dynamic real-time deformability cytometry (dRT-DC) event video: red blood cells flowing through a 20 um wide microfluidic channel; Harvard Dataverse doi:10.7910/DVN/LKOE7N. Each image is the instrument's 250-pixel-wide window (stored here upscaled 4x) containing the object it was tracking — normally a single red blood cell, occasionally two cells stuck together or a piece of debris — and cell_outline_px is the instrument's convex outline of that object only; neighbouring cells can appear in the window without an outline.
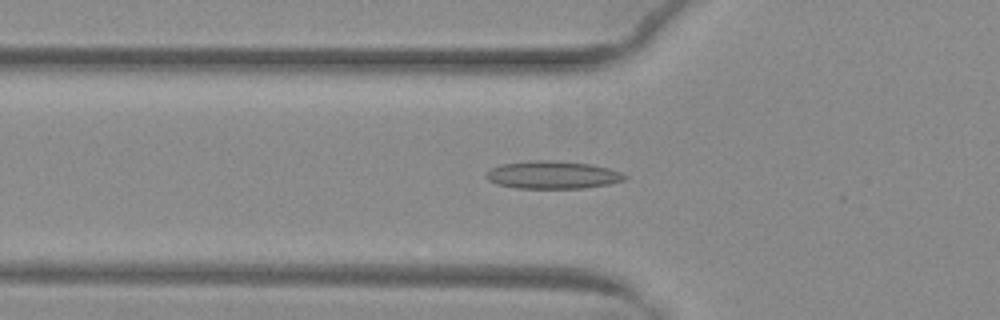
{"species": "common noctule bat (a hibernating species)", "species_latin": "Nyctalus noctula", "temperature_condition": "warm", "stored_images_in_passage": 48, "camera_frame_rate_fps": 3000, "um_per_image_px": 0.085, "animal": {"sex": "female", "body_mass_g": 29.2, "forearm_length_mm": 56.3}, "frame": {"image": 1, "passage_image": 18, "time_ms": 5.667, "image_size_px": [1000, 320], "cell_outline_px": [[628, 176], [624, 180], [608, 184], [584, 188], [516, 188], [496, 184], [488, 180], [484, 176], [484, 172], [492, 168], [504, 164], [532, 160], [556, 160], [588, 164], [608, 168], [620, 172]], "centroid_in_image_um": [46.93, 14.87], "position_along_channel_um": 78.9, "area_um2": 22.37}}
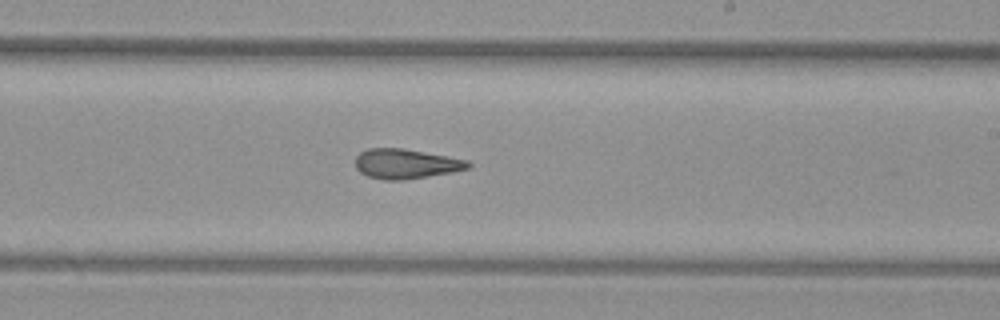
{"frame": {"image": 2, "passage_image": 31, "time_ms": 10.0, "image_size_px": [1000, 320], "cell_outline_px": [[472, 164], [468, 168], [452, 172], [404, 180], [384, 180], [368, 176], [360, 172], [356, 168], [356, 156], [360, 152], [368, 148], [404, 148], [468, 160]], "centroid_in_image_um": [34.49, 13.92], "position_along_channel_um": 254.5, "area_um2": 19.54}}
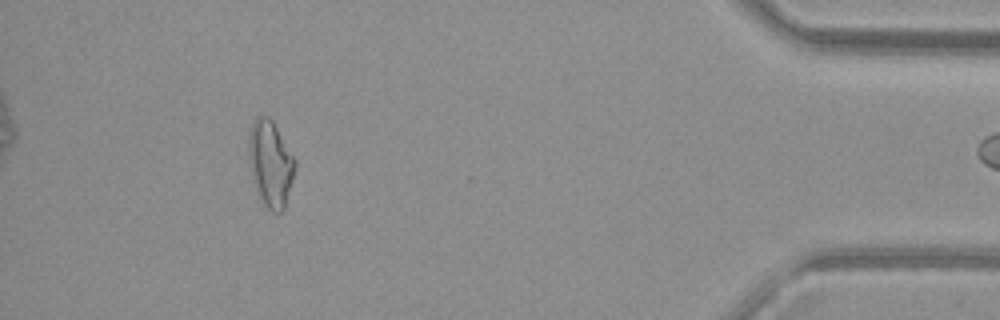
{"frame": {"image": 3, "passage_image": 47, "time_ms": 15.333, "image_size_px": [1000, 320], "cell_outline_px": [[296, 168], [284, 208], [280, 212], [272, 212], [260, 200], [256, 192], [252, 180], [248, 160], [248, 136], [252, 124], [256, 116], [268, 116], [272, 120], [296, 160]], "centroid_in_image_um": [22.96, 13.91], "position_along_channel_um": 412.2, "area_um2": 23.47}}